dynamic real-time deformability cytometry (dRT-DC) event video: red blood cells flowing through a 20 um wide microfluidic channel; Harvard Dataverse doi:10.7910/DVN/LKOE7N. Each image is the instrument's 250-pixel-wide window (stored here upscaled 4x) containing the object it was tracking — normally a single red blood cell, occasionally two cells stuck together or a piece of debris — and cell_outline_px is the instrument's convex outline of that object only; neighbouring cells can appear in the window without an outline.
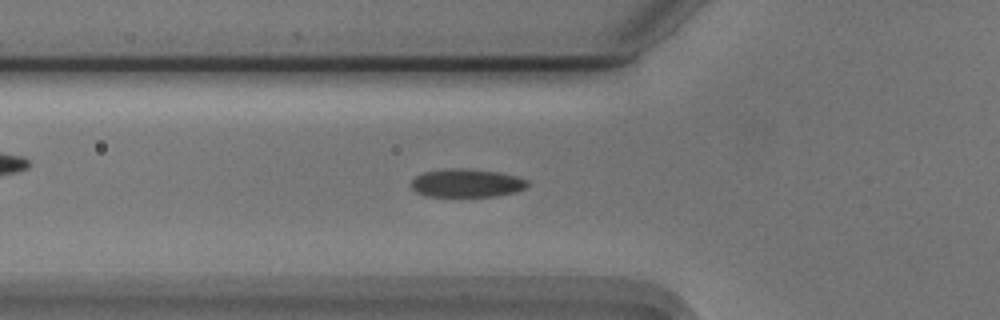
{"species": "Egyptian fruit bat (a non-hibernating species)", "species_latin": "Rousettus aegyptiacus", "temperature_condition": "cold", "stored_images_in_passage": 36, "camera_frame_rate_fps": 3000, "um_per_image_px": 0.085, "animal": {"sex": "male"}, "frame": {"image": 1, "passage_image": 4, "time_ms": 1.0, "image_size_px": [1000, 320], "cell_outline_px": [[528, 184], [524, 188], [516, 192], [496, 196], [424, 196], [416, 192], [412, 188], [412, 180], [416, 176], [424, 172], [444, 168], [468, 168], [500, 172], [516, 176], [528, 180]], "centroid_in_image_um": [39.66, 15.55], "position_along_channel_um": 86.1, "area_um2": 19.31}}
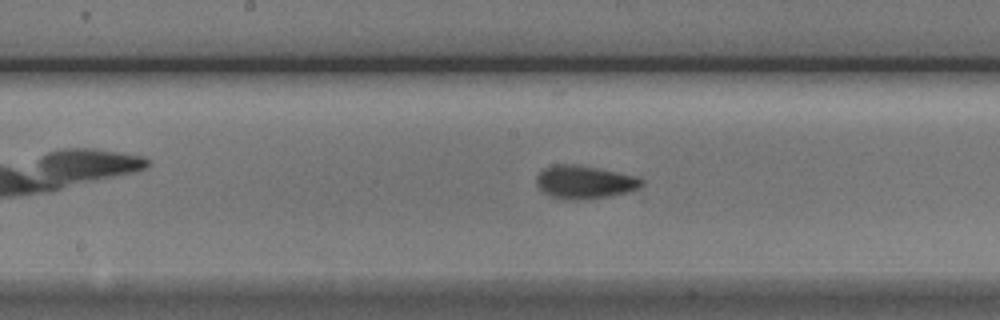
{"frame": {"image": 2, "passage_image": 13, "time_ms": 4.0, "image_size_px": [1000, 320], "cell_outline_px": [[644, 184], [628, 192], [608, 196], [580, 200], [564, 200], [548, 196], [536, 184], [536, 176], [544, 168], [556, 164], [576, 164], [636, 176], [644, 180]], "centroid_in_image_um": [49.65, 15.49], "position_along_channel_um": 198.6, "area_um2": 20.29}}
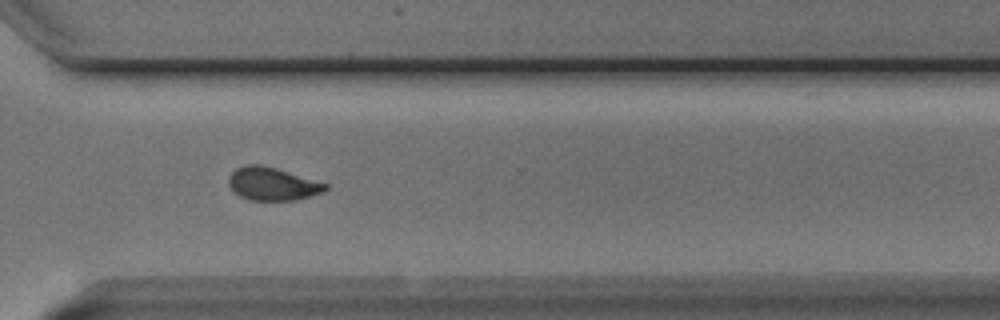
{"frame": {"image": 3, "passage_image": 25, "time_ms": 8.0, "image_size_px": [1000, 320], "cell_outline_px": [[328, 188], [324, 192], [296, 200], [252, 200], [240, 196], [228, 184], [228, 176], [236, 168], [248, 164], [264, 164], [328, 184]], "centroid_in_image_um": [23.16, 15.62], "position_along_channel_um": 347.4, "area_um2": 18.61}}